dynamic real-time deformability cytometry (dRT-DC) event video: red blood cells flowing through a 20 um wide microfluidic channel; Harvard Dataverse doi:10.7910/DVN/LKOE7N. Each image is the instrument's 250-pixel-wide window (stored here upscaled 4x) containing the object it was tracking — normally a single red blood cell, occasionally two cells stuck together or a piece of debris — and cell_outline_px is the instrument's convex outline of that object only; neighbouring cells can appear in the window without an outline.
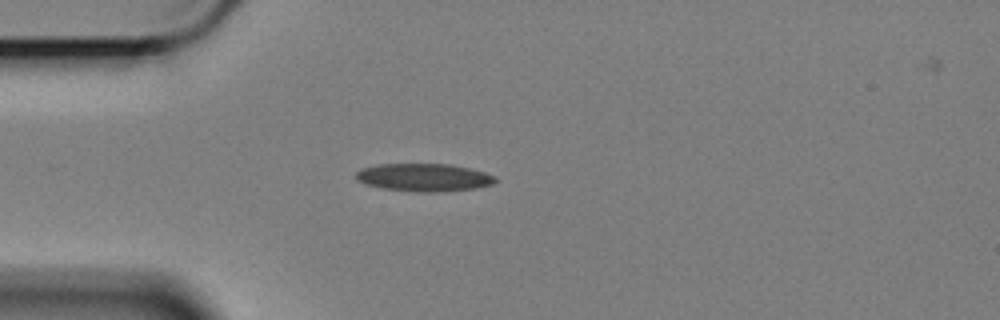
{"species": "Egyptian fruit bat (a non-hibernating species)", "species_latin": "Rousettus aegyptiacus", "temperature_condition": "cold", "stored_images_in_passage": 44, "camera_frame_rate_fps": 3000, "um_per_image_px": 0.085, "animal": {"sex": "female"}, "frame": {"image": 1, "passage_image": 1, "time_ms": 0.0, "image_size_px": [1000, 320], "cell_outline_px": [[496, 180], [492, 184], [476, 188], [444, 192], [424, 192], [384, 188], [368, 184], [356, 180], [356, 172], [360, 168], [380, 164], [452, 164], [484, 172], [496, 176]], "centroid_in_image_um": [36.05, 15.07], "position_along_channel_um": 48.9, "area_um2": 22.48}}
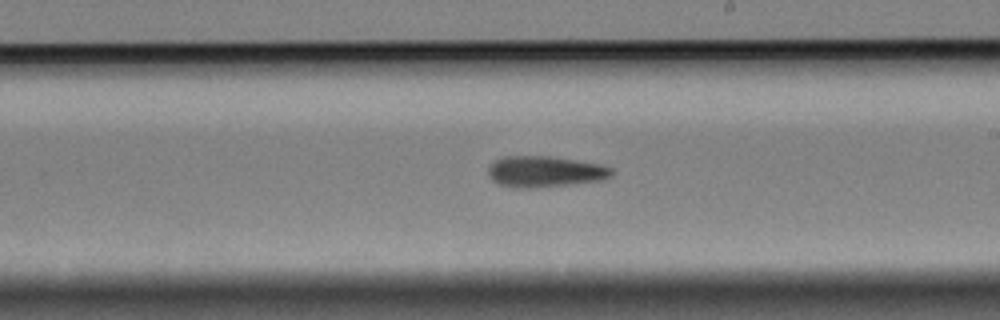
{"frame": {"image": 2, "passage_image": 19, "time_ms": 6.0, "image_size_px": [1000, 320], "cell_outline_px": [[612, 176], [600, 180], [568, 184], [528, 188], [512, 188], [500, 184], [492, 180], [488, 176], [488, 168], [496, 160], [504, 156], [548, 156], [600, 164], [612, 168]], "centroid_in_image_um": [46.28, 14.58], "position_along_channel_um": 242.7, "area_um2": 22.08}}
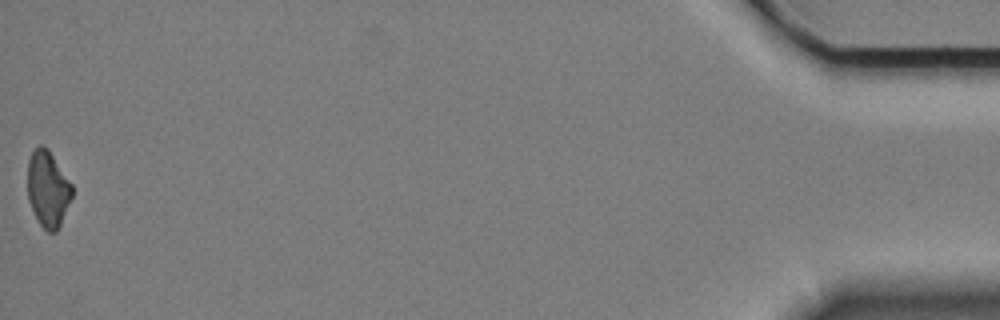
{"frame": {"image": 3, "passage_image": 44, "time_ms": 14.333, "image_size_px": [1000, 320], "cell_outline_px": [[72, 196], [60, 224], [56, 232], [48, 232], [40, 224], [28, 200], [28, 160], [32, 152], [40, 144], [48, 148], [72, 184]], "centroid_in_image_um": [4.07, 16.04], "position_along_channel_um": 431.1, "area_um2": 19.48}, "authors_computed_cell_mechanics": {"area_um2": 21.2704, "velocity_mm_per_s": 3.404, "shape_relaxation_time_tau1_ms": 7.9842, "shape_relaxation_time_tau2_ms": null, "deformation_change_tau1": 0.1544, "deformation_change_tau2": null}}